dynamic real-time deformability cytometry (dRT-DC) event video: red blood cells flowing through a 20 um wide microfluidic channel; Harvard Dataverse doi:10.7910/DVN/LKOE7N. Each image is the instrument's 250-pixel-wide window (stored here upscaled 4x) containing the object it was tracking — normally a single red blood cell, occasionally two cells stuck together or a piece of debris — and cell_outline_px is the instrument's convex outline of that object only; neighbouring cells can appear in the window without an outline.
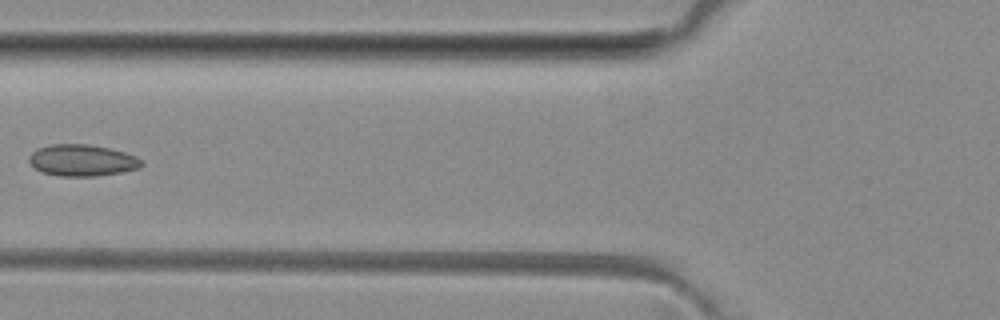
{"species": "common noctule bat (a hibernating species)", "species_latin": "Nyctalus noctula", "temperature_condition": "room temperature", "stored_images_in_passage": 4, "camera_frame_rate_fps": 3000, "um_per_image_px": 0.085, "animal": {"sex": "female", "body_mass_g": 29.2, "forearm_length_mm": 56.3}, "frame": {"image": 1, "passage_image": 4, "time_ms": 3.333, "image_size_px": [1000, 320], "cell_outline_px": [[144, 164], [140, 168], [120, 172], [96, 176], [60, 176], [40, 172], [28, 160], [28, 156], [36, 148], [52, 144], [88, 144], [108, 148], [124, 152], [136, 156], [144, 160]], "centroid_in_image_um": [6.99, 13.62], "position_along_channel_um": 118.8, "area_um2": 20.81}}